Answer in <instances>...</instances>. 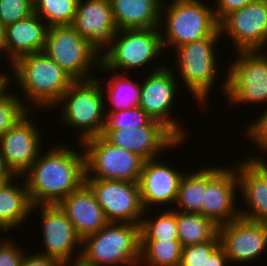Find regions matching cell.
Wrapping results in <instances>:
<instances>
[{"mask_svg": "<svg viewBox=\"0 0 267 266\" xmlns=\"http://www.w3.org/2000/svg\"><path fill=\"white\" fill-rule=\"evenodd\" d=\"M42 153L21 177L33 205L58 204L85 183V152L56 145Z\"/></svg>", "mask_w": 267, "mask_h": 266, "instance_id": "1", "label": "cell"}, {"mask_svg": "<svg viewBox=\"0 0 267 266\" xmlns=\"http://www.w3.org/2000/svg\"><path fill=\"white\" fill-rule=\"evenodd\" d=\"M10 70L14 74L13 81H17L22 95L28 99L26 103L29 101L25 108L30 111L33 105L39 109H55L64 92L75 82L44 52L19 58Z\"/></svg>", "mask_w": 267, "mask_h": 266, "instance_id": "2", "label": "cell"}, {"mask_svg": "<svg viewBox=\"0 0 267 266\" xmlns=\"http://www.w3.org/2000/svg\"><path fill=\"white\" fill-rule=\"evenodd\" d=\"M140 225L109 222L82 239L78 266H137L140 264Z\"/></svg>", "mask_w": 267, "mask_h": 266, "instance_id": "3", "label": "cell"}, {"mask_svg": "<svg viewBox=\"0 0 267 266\" xmlns=\"http://www.w3.org/2000/svg\"><path fill=\"white\" fill-rule=\"evenodd\" d=\"M171 3L166 6L163 1L161 6L159 28L166 29L164 34L161 30L163 49L205 39L219 29L214 9L208 3L202 0H173Z\"/></svg>", "mask_w": 267, "mask_h": 266, "instance_id": "4", "label": "cell"}, {"mask_svg": "<svg viewBox=\"0 0 267 266\" xmlns=\"http://www.w3.org/2000/svg\"><path fill=\"white\" fill-rule=\"evenodd\" d=\"M99 80L101 79L96 77L85 81H75L55 106L62 108L61 119L63 120L61 122L67 123V127L71 126L70 129L80 130V138H78L81 141L80 144L87 139L101 135L105 127L106 93Z\"/></svg>", "mask_w": 267, "mask_h": 266, "instance_id": "5", "label": "cell"}, {"mask_svg": "<svg viewBox=\"0 0 267 266\" xmlns=\"http://www.w3.org/2000/svg\"><path fill=\"white\" fill-rule=\"evenodd\" d=\"M219 38H221L220 29L210 37L186 43L174 49L176 51L174 60H176L177 71L182 77L181 82L186 85L187 90L201 104V107L208 106L206 100L209 99V93L219 74L215 51Z\"/></svg>", "mask_w": 267, "mask_h": 266, "instance_id": "6", "label": "cell"}, {"mask_svg": "<svg viewBox=\"0 0 267 266\" xmlns=\"http://www.w3.org/2000/svg\"><path fill=\"white\" fill-rule=\"evenodd\" d=\"M164 51L160 28L120 29L101 52L99 69L115 73L120 69L134 70L151 64Z\"/></svg>", "mask_w": 267, "mask_h": 266, "instance_id": "7", "label": "cell"}, {"mask_svg": "<svg viewBox=\"0 0 267 266\" xmlns=\"http://www.w3.org/2000/svg\"><path fill=\"white\" fill-rule=\"evenodd\" d=\"M43 52L75 81L94 79L90 70L101 65V51L71 25L50 26Z\"/></svg>", "mask_w": 267, "mask_h": 266, "instance_id": "8", "label": "cell"}, {"mask_svg": "<svg viewBox=\"0 0 267 266\" xmlns=\"http://www.w3.org/2000/svg\"><path fill=\"white\" fill-rule=\"evenodd\" d=\"M261 52L238 51L225 70L221 89L232 105H267V53Z\"/></svg>", "mask_w": 267, "mask_h": 266, "instance_id": "9", "label": "cell"}, {"mask_svg": "<svg viewBox=\"0 0 267 266\" xmlns=\"http://www.w3.org/2000/svg\"><path fill=\"white\" fill-rule=\"evenodd\" d=\"M81 145L85 147V178L139 182L144 160L137 154L111 144L102 135Z\"/></svg>", "mask_w": 267, "mask_h": 266, "instance_id": "10", "label": "cell"}, {"mask_svg": "<svg viewBox=\"0 0 267 266\" xmlns=\"http://www.w3.org/2000/svg\"><path fill=\"white\" fill-rule=\"evenodd\" d=\"M154 69V70H153ZM151 68L140 83L139 107L147 115L167 127L179 140H185L190 136L186 133V128L182 127L179 120L172 118V108L174 107V98L177 93V77L174 70L167 66H156ZM183 128V129H182Z\"/></svg>", "mask_w": 267, "mask_h": 266, "instance_id": "11", "label": "cell"}, {"mask_svg": "<svg viewBox=\"0 0 267 266\" xmlns=\"http://www.w3.org/2000/svg\"><path fill=\"white\" fill-rule=\"evenodd\" d=\"M109 222L141 225L145 211L139 182L85 178Z\"/></svg>", "mask_w": 267, "mask_h": 266, "instance_id": "12", "label": "cell"}, {"mask_svg": "<svg viewBox=\"0 0 267 266\" xmlns=\"http://www.w3.org/2000/svg\"><path fill=\"white\" fill-rule=\"evenodd\" d=\"M221 36L228 35L238 51H264L267 45V0H254L227 14L220 22ZM226 33V34H225Z\"/></svg>", "mask_w": 267, "mask_h": 266, "instance_id": "13", "label": "cell"}, {"mask_svg": "<svg viewBox=\"0 0 267 266\" xmlns=\"http://www.w3.org/2000/svg\"><path fill=\"white\" fill-rule=\"evenodd\" d=\"M36 208H39L38 214L41 215L42 243L46 249L39 254L55 258L63 265H77L81 251L77 252L75 257L74 250L82 245V238L77 234L67 215L58 204L33 205L32 211Z\"/></svg>", "mask_w": 267, "mask_h": 266, "instance_id": "14", "label": "cell"}, {"mask_svg": "<svg viewBox=\"0 0 267 266\" xmlns=\"http://www.w3.org/2000/svg\"><path fill=\"white\" fill-rule=\"evenodd\" d=\"M238 189L237 165L232 169L206 167V190L201 215L210 218L218 226L240 217V210L234 203L237 202Z\"/></svg>", "mask_w": 267, "mask_h": 266, "instance_id": "15", "label": "cell"}, {"mask_svg": "<svg viewBox=\"0 0 267 266\" xmlns=\"http://www.w3.org/2000/svg\"><path fill=\"white\" fill-rule=\"evenodd\" d=\"M32 112L28 110L0 138V154L5 167L13 176L23 175L38 158L41 152L42 136L38 127L29 119ZM41 135V136H40Z\"/></svg>", "mask_w": 267, "mask_h": 266, "instance_id": "16", "label": "cell"}, {"mask_svg": "<svg viewBox=\"0 0 267 266\" xmlns=\"http://www.w3.org/2000/svg\"><path fill=\"white\" fill-rule=\"evenodd\" d=\"M101 135L111 144L137 154L144 161L159 158L156 156H160V151L185 143L162 123L153 119L137 129L103 130Z\"/></svg>", "mask_w": 267, "mask_h": 266, "instance_id": "17", "label": "cell"}, {"mask_svg": "<svg viewBox=\"0 0 267 266\" xmlns=\"http://www.w3.org/2000/svg\"><path fill=\"white\" fill-rule=\"evenodd\" d=\"M218 235L229 263L259 259L267 248V223L238 217L218 226Z\"/></svg>", "mask_w": 267, "mask_h": 266, "instance_id": "18", "label": "cell"}, {"mask_svg": "<svg viewBox=\"0 0 267 266\" xmlns=\"http://www.w3.org/2000/svg\"><path fill=\"white\" fill-rule=\"evenodd\" d=\"M243 161L237 163V178L248 207L240 209V217L267 223V163L259 155Z\"/></svg>", "mask_w": 267, "mask_h": 266, "instance_id": "19", "label": "cell"}, {"mask_svg": "<svg viewBox=\"0 0 267 266\" xmlns=\"http://www.w3.org/2000/svg\"><path fill=\"white\" fill-rule=\"evenodd\" d=\"M71 26L101 52L118 30L110 0H78Z\"/></svg>", "mask_w": 267, "mask_h": 266, "instance_id": "20", "label": "cell"}, {"mask_svg": "<svg viewBox=\"0 0 267 266\" xmlns=\"http://www.w3.org/2000/svg\"><path fill=\"white\" fill-rule=\"evenodd\" d=\"M183 171L157 161H144L139 180L141 201L146 212L151 206L175 204Z\"/></svg>", "mask_w": 267, "mask_h": 266, "instance_id": "21", "label": "cell"}, {"mask_svg": "<svg viewBox=\"0 0 267 266\" xmlns=\"http://www.w3.org/2000/svg\"><path fill=\"white\" fill-rule=\"evenodd\" d=\"M42 20L33 13L26 19L4 28V50L9 60V68L23 56L43 52L49 26Z\"/></svg>", "mask_w": 267, "mask_h": 266, "instance_id": "22", "label": "cell"}, {"mask_svg": "<svg viewBox=\"0 0 267 266\" xmlns=\"http://www.w3.org/2000/svg\"><path fill=\"white\" fill-rule=\"evenodd\" d=\"M58 205L82 239L109 223L93 192L85 183L63 198Z\"/></svg>", "mask_w": 267, "mask_h": 266, "instance_id": "23", "label": "cell"}, {"mask_svg": "<svg viewBox=\"0 0 267 266\" xmlns=\"http://www.w3.org/2000/svg\"><path fill=\"white\" fill-rule=\"evenodd\" d=\"M110 2L118 30L159 28L163 0H110Z\"/></svg>", "mask_w": 267, "mask_h": 266, "instance_id": "24", "label": "cell"}, {"mask_svg": "<svg viewBox=\"0 0 267 266\" xmlns=\"http://www.w3.org/2000/svg\"><path fill=\"white\" fill-rule=\"evenodd\" d=\"M20 177L12 176L8 181L0 183V231L5 233L21 226L32 213L33 204L23 177L21 185L13 182Z\"/></svg>", "mask_w": 267, "mask_h": 266, "instance_id": "25", "label": "cell"}, {"mask_svg": "<svg viewBox=\"0 0 267 266\" xmlns=\"http://www.w3.org/2000/svg\"><path fill=\"white\" fill-rule=\"evenodd\" d=\"M177 231L185 247L212 240L218 234V225L201 214L177 211Z\"/></svg>", "mask_w": 267, "mask_h": 266, "instance_id": "26", "label": "cell"}, {"mask_svg": "<svg viewBox=\"0 0 267 266\" xmlns=\"http://www.w3.org/2000/svg\"><path fill=\"white\" fill-rule=\"evenodd\" d=\"M203 168L181 177L175 202L179 208L175 211L201 214L206 190V168Z\"/></svg>", "mask_w": 267, "mask_h": 266, "instance_id": "27", "label": "cell"}, {"mask_svg": "<svg viewBox=\"0 0 267 266\" xmlns=\"http://www.w3.org/2000/svg\"><path fill=\"white\" fill-rule=\"evenodd\" d=\"M181 254L179 240H141L140 263L144 266H179Z\"/></svg>", "mask_w": 267, "mask_h": 266, "instance_id": "28", "label": "cell"}, {"mask_svg": "<svg viewBox=\"0 0 267 266\" xmlns=\"http://www.w3.org/2000/svg\"><path fill=\"white\" fill-rule=\"evenodd\" d=\"M114 75L107 80V101L111 103V110L108 111H119L122 109H128L135 106H139L140 98V85L138 82H134L129 78L127 72L123 74L113 73ZM121 75V76H120ZM124 76V77H123ZM128 76V77H127Z\"/></svg>", "mask_w": 267, "mask_h": 266, "instance_id": "29", "label": "cell"}, {"mask_svg": "<svg viewBox=\"0 0 267 266\" xmlns=\"http://www.w3.org/2000/svg\"><path fill=\"white\" fill-rule=\"evenodd\" d=\"M159 213L156 218H143L140 225L141 240H179L175 208L168 207V210L165 209Z\"/></svg>", "mask_w": 267, "mask_h": 266, "instance_id": "30", "label": "cell"}, {"mask_svg": "<svg viewBox=\"0 0 267 266\" xmlns=\"http://www.w3.org/2000/svg\"><path fill=\"white\" fill-rule=\"evenodd\" d=\"M34 13L47 25H72L78 0H33Z\"/></svg>", "mask_w": 267, "mask_h": 266, "instance_id": "31", "label": "cell"}, {"mask_svg": "<svg viewBox=\"0 0 267 266\" xmlns=\"http://www.w3.org/2000/svg\"><path fill=\"white\" fill-rule=\"evenodd\" d=\"M106 121L104 130H118L121 128L137 129L140 126L146 125L151 118L139 106L119 111L106 112Z\"/></svg>", "mask_w": 267, "mask_h": 266, "instance_id": "32", "label": "cell"}, {"mask_svg": "<svg viewBox=\"0 0 267 266\" xmlns=\"http://www.w3.org/2000/svg\"><path fill=\"white\" fill-rule=\"evenodd\" d=\"M18 97L8 90L0 96V138L28 111Z\"/></svg>", "mask_w": 267, "mask_h": 266, "instance_id": "33", "label": "cell"}, {"mask_svg": "<svg viewBox=\"0 0 267 266\" xmlns=\"http://www.w3.org/2000/svg\"><path fill=\"white\" fill-rule=\"evenodd\" d=\"M221 245L219 235L212 240L182 247L179 266H204L209 256Z\"/></svg>", "mask_w": 267, "mask_h": 266, "instance_id": "34", "label": "cell"}, {"mask_svg": "<svg viewBox=\"0 0 267 266\" xmlns=\"http://www.w3.org/2000/svg\"><path fill=\"white\" fill-rule=\"evenodd\" d=\"M33 13V0H0V23L4 28L26 19Z\"/></svg>", "mask_w": 267, "mask_h": 266, "instance_id": "35", "label": "cell"}, {"mask_svg": "<svg viewBox=\"0 0 267 266\" xmlns=\"http://www.w3.org/2000/svg\"><path fill=\"white\" fill-rule=\"evenodd\" d=\"M248 128V129H247ZM244 130L245 136L254 141L255 145L262 150V153L267 152V109L261 114L256 121L250 122ZM257 143V144H256Z\"/></svg>", "mask_w": 267, "mask_h": 266, "instance_id": "36", "label": "cell"}, {"mask_svg": "<svg viewBox=\"0 0 267 266\" xmlns=\"http://www.w3.org/2000/svg\"><path fill=\"white\" fill-rule=\"evenodd\" d=\"M14 243L6 238L0 242V266H20L25 250Z\"/></svg>", "mask_w": 267, "mask_h": 266, "instance_id": "37", "label": "cell"}, {"mask_svg": "<svg viewBox=\"0 0 267 266\" xmlns=\"http://www.w3.org/2000/svg\"><path fill=\"white\" fill-rule=\"evenodd\" d=\"M252 1L254 0H215L213 5L215 17L220 22L230 12L241 9Z\"/></svg>", "mask_w": 267, "mask_h": 266, "instance_id": "38", "label": "cell"}, {"mask_svg": "<svg viewBox=\"0 0 267 266\" xmlns=\"http://www.w3.org/2000/svg\"><path fill=\"white\" fill-rule=\"evenodd\" d=\"M20 266H64L59 260L39 253L24 254Z\"/></svg>", "mask_w": 267, "mask_h": 266, "instance_id": "39", "label": "cell"}, {"mask_svg": "<svg viewBox=\"0 0 267 266\" xmlns=\"http://www.w3.org/2000/svg\"><path fill=\"white\" fill-rule=\"evenodd\" d=\"M204 266H229L228 257L221 245L209 256Z\"/></svg>", "mask_w": 267, "mask_h": 266, "instance_id": "40", "label": "cell"}, {"mask_svg": "<svg viewBox=\"0 0 267 266\" xmlns=\"http://www.w3.org/2000/svg\"><path fill=\"white\" fill-rule=\"evenodd\" d=\"M12 176L11 172L5 167L3 158L0 154V183L8 181Z\"/></svg>", "mask_w": 267, "mask_h": 266, "instance_id": "41", "label": "cell"}, {"mask_svg": "<svg viewBox=\"0 0 267 266\" xmlns=\"http://www.w3.org/2000/svg\"><path fill=\"white\" fill-rule=\"evenodd\" d=\"M7 74V75H6ZM9 73H6L5 74H1L0 73V85L7 91V88L8 87H12L10 86V78H12L11 76L8 75ZM9 85V86H8Z\"/></svg>", "mask_w": 267, "mask_h": 266, "instance_id": "42", "label": "cell"}, {"mask_svg": "<svg viewBox=\"0 0 267 266\" xmlns=\"http://www.w3.org/2000/svg\"><path fill=\"white\" fill-rule=\"evenodd\" d=\"M0 53H5L4 50V27L0 23Z\"/></svg>", "mask_w": 267, "mask_h": 266, "instance_id": "43", "label": "cell"}, {"mask_svg": "<svg viewBox=\"0 0 267 266\" xmlns=\"http://www.w3.org/2000/svg\"><path fill=\"white\" fill-rule=\"evenodd\" d=\"M6 90L0 85V96H2Z\"/></svg>", "mask_w": 267, "mask_h": 266, "instance_id": "44", "label": "cell"}]
</instances>
